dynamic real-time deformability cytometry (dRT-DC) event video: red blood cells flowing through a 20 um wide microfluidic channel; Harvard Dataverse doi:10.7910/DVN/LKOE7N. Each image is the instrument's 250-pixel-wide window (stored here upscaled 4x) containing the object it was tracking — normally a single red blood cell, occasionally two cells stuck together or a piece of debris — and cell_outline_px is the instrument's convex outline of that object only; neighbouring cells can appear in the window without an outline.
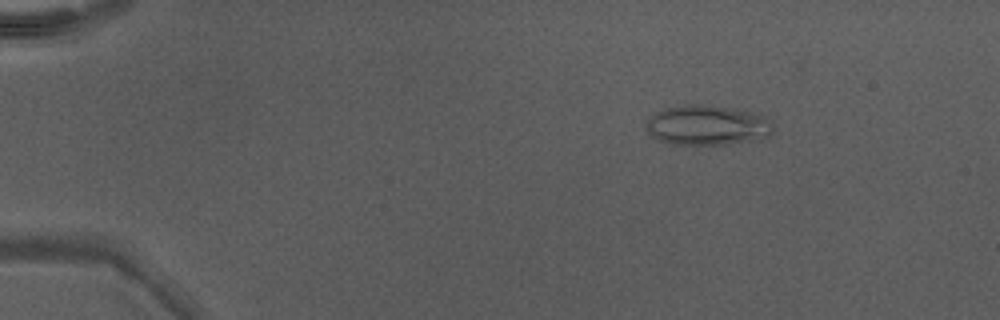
{"species": "Egyptian fruit bat (a non-hibernating species)", "species_latin": "Rousettus aegyptiacus", "temperature_condition": "warm", "stored_images_in_passage": 13, "camera_frame_rate_fps": 3000, "um_per_image_px": 0.085, "animal": {"sex": "male"}, "frame": {"image": 1, "passage_image": 6, "time_ms": 1.667, "image_size_px": [1000, 320], "cell_outline_px": [[772, 132], [768, 136], [760, 140], [724, 144], [668, 144], [656, 140], [648, 132], [648, 120], [656, 112], [664, 108], [684, 104], [704, 104], [764, 116], [772, 124]], "centroid_in_image_um": [60.08, 10.67], "position_along_channel_um": 24.9, "area_um2": 29.19}}